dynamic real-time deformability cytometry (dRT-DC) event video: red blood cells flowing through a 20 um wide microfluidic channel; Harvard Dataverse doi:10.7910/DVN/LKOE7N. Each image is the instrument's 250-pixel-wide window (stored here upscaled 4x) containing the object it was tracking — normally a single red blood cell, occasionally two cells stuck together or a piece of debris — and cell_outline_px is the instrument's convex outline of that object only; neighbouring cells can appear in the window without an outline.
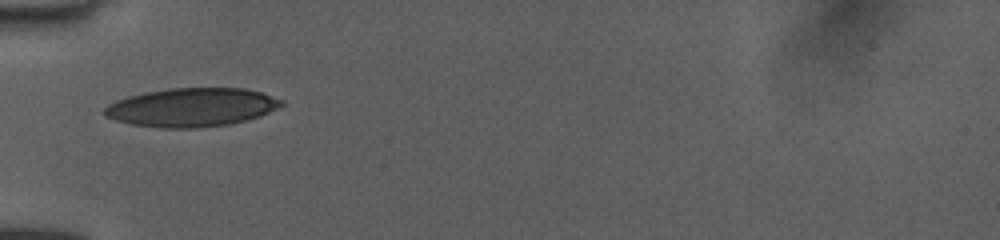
{"species": "human", "species_latin": "Homo sapiens", "temperature_condition": "room temperature", "stored_images_in_passage": 26, "camera_frame_rate_fps": 3000, "um_per_image_px": 0.085, "donor": {"sex": "female"}, "frame": {"image": 1, "passage_image": 1, "time_ms": 0.0, "image_size_px": [1000, 240], "cell_outline_px": [[284, 104], [260, 116], [228, 124], [196, 128], [164, 128], [132, 124], [116, 120], [104, 116], [104, 108], [108, 104], [116, 100], [128, 96], [144, 92], [168, 88], [244, 88], [260, 92], [284, 100]], "centroid_in_image_um": [16.27, 9.11], "position_along_channel_um": 68.7, "area_um2": 39.71}}
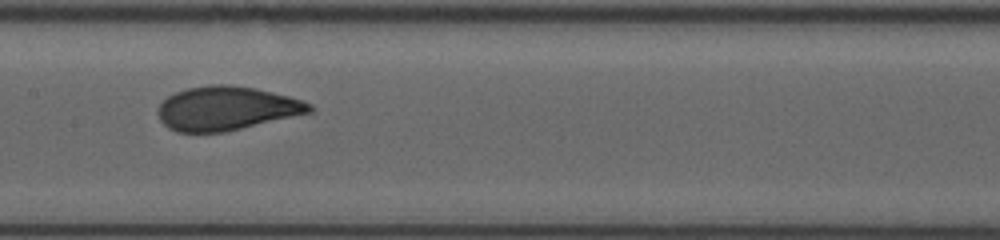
{"frame": {"image": 2, "passage_image": 10, "time_ms": 3.0, "image_size_px": [1000, 240], "cell_outline_px": [[312, 112], [224, 132], [176, 132], [168, 128], [160, 120], [156, 112], [160, 104], [168, 96], [176, 92], [188, 88], [208, 84], [228, 84], [256, 88], [288, 96], [312, 104]], "centroid_in_image_um": [19.21, 9.21], "position_along_channel_um": 188.2, "area_um2": 38.67}}
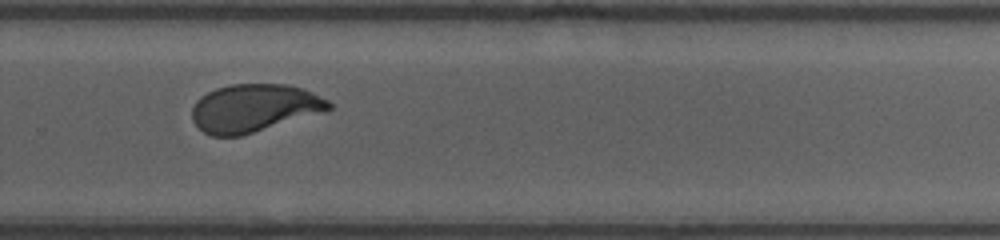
{"frame": {"image": 3, "passage_image": 19, "time_ms": 6.0, "image_size_px": [1000, 240], "cell_outline_px": [[332, 108], [320, 112], [240, 136], [212, 136], [204, 132], [192, 120], [192, 108], [196, 100], [200, 96], [216, 88], [232, 84], [284, 84], [304, 88], [328, 100], [332, 104]], "centroid_in_image_um": [21.56, 9.17], "position_along_channel_um": 308.2, "area_um2": 37.74}, "authors_computed_cell_mechanics": {"area_um2": 38.6104, "velocity_mm_per_s": 4.0246, "shape_relaxation_time_tau1_ms": 3.5033, "shape_relaxation_time_tau2_ms": 0.6673, "deformation_change_tau1": 0.1456, "deformation_change_tau2": 0.0702}}